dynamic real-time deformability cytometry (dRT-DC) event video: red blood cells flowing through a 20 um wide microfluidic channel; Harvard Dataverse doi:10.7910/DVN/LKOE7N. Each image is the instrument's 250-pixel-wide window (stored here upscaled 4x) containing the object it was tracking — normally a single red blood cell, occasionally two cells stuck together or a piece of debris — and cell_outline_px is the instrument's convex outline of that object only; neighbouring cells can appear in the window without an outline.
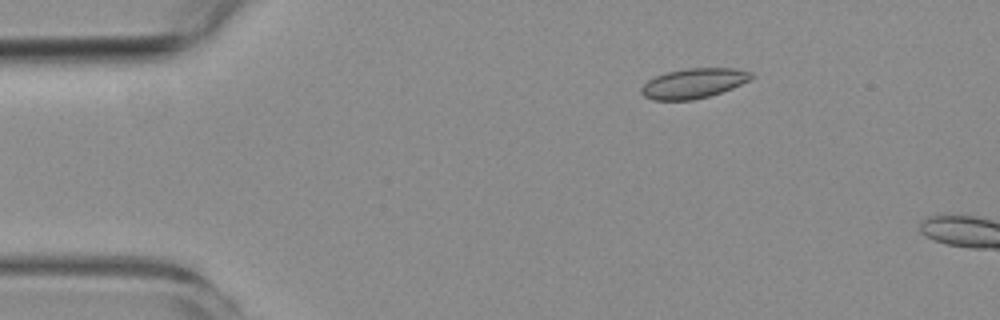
{"species": "common noctule bat (a hibernating species)", "species_latin": "Nyctalus noctula", "temperature_condition": "room temperature", "stored_images_in_passage": 5, "camera_frame_rate_fps": 3000, "um_per_image_px": 0.085, "animal": {"sex": "female", "body_mass_g": 19.3, "forearm_length_mm": 54.1}, "frame": {"image": 1, "passage_image": 3, "time_ms": 2.333, "image_size_px": [1000, 320], "cell_outline_px": [[756, 76], [732, 88], [708, 96], [692, 100], [652, 100], [644, 96], [640, 92], [640, 88], [648, 80], [656, 76], [668, 72], [684, 68], [736, 68], [752, 72]], "centroid_in_image_um": [58.95, 7.07], "position_along_channel_um": 26.1, "area_um2": 19.13}}